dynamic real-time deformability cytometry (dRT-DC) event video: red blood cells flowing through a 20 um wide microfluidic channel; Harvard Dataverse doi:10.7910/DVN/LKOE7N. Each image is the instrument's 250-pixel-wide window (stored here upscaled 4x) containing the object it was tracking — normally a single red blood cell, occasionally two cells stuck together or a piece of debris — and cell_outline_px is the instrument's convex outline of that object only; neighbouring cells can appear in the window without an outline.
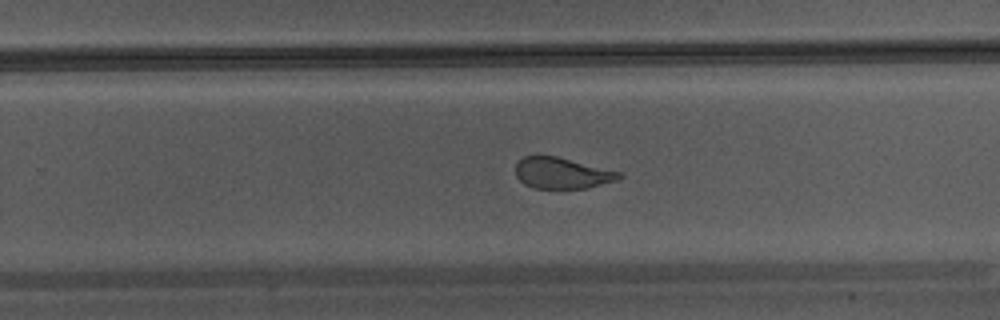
{"species": "Egyptian fruit bat (a non-hibernating species)", "species_latin": "Rousettus aegyptiacus", "temperature_condition": "warm", "stored_images_in_passage": 39, "camera_frame_rate_fps": 3000, "um_per_image_px": 0.085, "animal": {"sex": "male"}, "frame": {"image": 1, "passage_image": 23, "time_ms": 7.333, "image_size_px": [1000, 320], "cell_outline_px": [[624, 176], [616, 180], [588, 188], [532, 188], [524, 184], [516, 176], [516, 164], [524, 156], [556, 156], [620, 172]], "centroid_in_image_um": [47.76, 14.72], "position_along_channel_um": 282.0, "area_um2": 18.55}}